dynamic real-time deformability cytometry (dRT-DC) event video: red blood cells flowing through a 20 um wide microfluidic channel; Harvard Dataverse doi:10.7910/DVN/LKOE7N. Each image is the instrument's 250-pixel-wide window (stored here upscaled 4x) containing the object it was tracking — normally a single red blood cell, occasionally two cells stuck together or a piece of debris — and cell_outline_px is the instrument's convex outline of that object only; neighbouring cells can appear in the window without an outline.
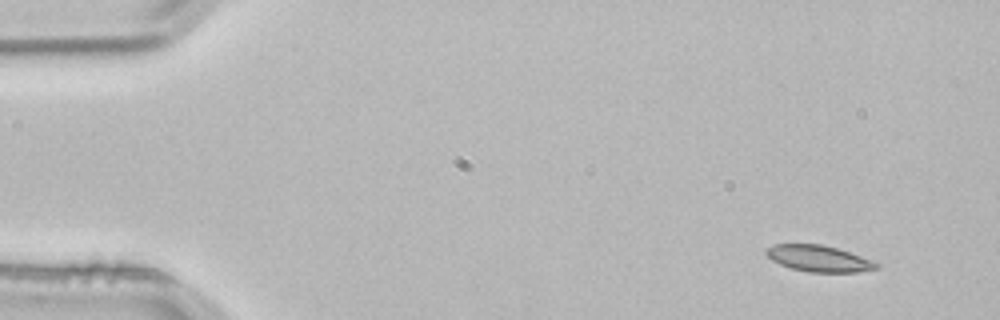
{"species": "common noctule bat (a hibernating species)", "species_latin": "Nyctalus noctula", "temperature_condition": "room temperature", "stored_images_in_passage": 3, "segment_of_instrument_passage": [2, 2], "camera_frame_rate_fps": 3000, "um_per_image_px": 0.085, "animal": {"sex": "male", "body_mass_g": 21.5, "forearm_length_mm": 52.0}, "frame": {"image": 1, "passage_image": 3, "time_ms": 0.667, "image_size_px": [1000, 320], "cell_outline_px": [[880, 268], [860, 272], [808, 272], [792, 268], [780, 264], [772, 260], [764, 252], [764, 248], [772, 244], [820, 244], [836, 248], [872, 260], [880, 264]], "centroid_in_image_um": [69.58, 21.97], "position_along_channel_um": 15.4, "area_um2": 16.94}}